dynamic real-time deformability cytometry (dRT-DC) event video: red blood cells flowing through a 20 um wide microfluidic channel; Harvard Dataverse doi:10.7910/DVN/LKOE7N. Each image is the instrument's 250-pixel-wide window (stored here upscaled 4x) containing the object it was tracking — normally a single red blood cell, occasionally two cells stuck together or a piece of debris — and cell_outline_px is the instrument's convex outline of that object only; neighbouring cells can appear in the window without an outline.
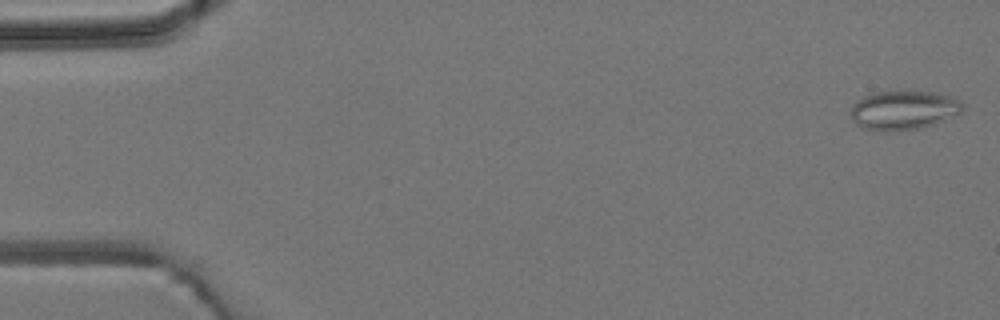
{"species": "common noctule bat (a hibernating species)", "species_latin": "Nyctalus noctula", "temperature_condition": "room temperature", "stored_images_in_passage": 5, "camera_frame_rate_fps": 3000, "um_per_image_px": 0.085, "animal": {"sex": "male", "body_mass_g": 19.2, "forearm_length_mm": 51.8}, "frame": {"image": 1, "passage_image": 1, "time_ms": 0.0, "image_size_px": [1000, 320], "cell_outline_px": [[964, 108], [960, 112], [932, 124], [920, 128], [888, 132], [876, 132], [860, 128], [852, 120], [852, 104], [856, 100], [872, 92], [940, 92], [952, 96], [960, 100], [964, 104]], "centroid_in_image_um": [76.76, 9.37], "position_along_channel_um": 8.2, "area_um2": 25.66}}